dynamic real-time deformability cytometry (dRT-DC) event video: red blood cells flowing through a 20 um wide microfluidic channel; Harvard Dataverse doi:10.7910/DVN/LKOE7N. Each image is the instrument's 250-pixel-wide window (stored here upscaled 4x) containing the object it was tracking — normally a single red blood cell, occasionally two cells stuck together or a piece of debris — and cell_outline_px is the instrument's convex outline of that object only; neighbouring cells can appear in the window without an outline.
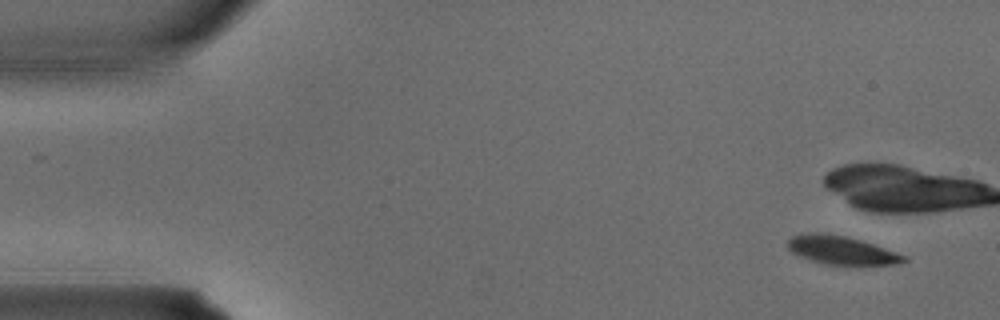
{"species": "common noctule bat (a hibernating species)", "species_latin": "Nyctalus noctula", "temperature_condition": "warm", "stored_images_in_passage": 5, "segment_of_instrument_passage": [2, 2], "camera_frame_rate_fps": 3000, "um_per_image_px": 0.085, "animal": {"sex": "male", "body_mass_g": 15.6}, "frame": {"image": 1, "passage_image": 5, "time_ms": 1.333, "image_size_px": [1000, 320], "cell_outline_px": [[908, 260], [896, 264], [824, 264], [800, 256], [792, 252], [788, 248], [788, 240], [792, 236], [812, 232], [816, 232], [844, 236], [860, 240], [872, 244], [904, 256]], "centroid_in_image_um": [71.46, 21.26], "position_along_channel_um": 13.5, "area_um2": 18.55}}